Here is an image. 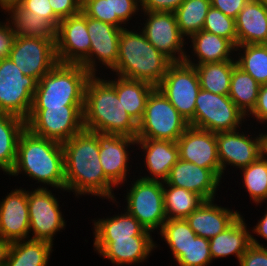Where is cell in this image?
Instances as JSON below:
<instances>
[{
    "mask_svg": "<svg viewBox=\"0 0 267 266\" xmlns=\"http://www.w3.org/2000/svg\"><path fill=\"white\" fill-rule=\"evenodd\" d=\"M124 212V213H123ZM106 218L92 220L94 239H123L133 236H152L134 216L126 210Z\"/></svg>",
    "mask_w": 267,
    "mask_h": 266,
    "instance_id": "cell-30",
    "label": "cell"
},
{
    "mask_svg": "<svg viewBox=\"0 0 267 266\" xmlns=\"http://www.w3.org/2000/svg\"><path fill=\"white\" fill-rule=\"evenodd\" d=\"M121 30L110 23L87 17V31L91 46L89 58L82 66L91 75L98 74V66L101 68L104 66L106 70H112L116 66Z\"/></svg>",
    "mask_w": 267,
    "mask_h": 266,
    "instance_id": "cell-16",
    "label": "cell"
},
{
    "mask_svg": "<svg viewBox=\"0 0 267 266\" xmlns=\"http://www.w3.org/2000/svg\"><path fill=\"white\" fill-rule=\"evenodd\" d=\"M185 0H140L141 11L175 12Z\"/></svg>",
    "mask_w": 267,
    "mask_h": 266,
    "instance_id": "cell-46",
    "label": "cell"
},
{
    "mask_svg": "<svg viewBox=\"0 0 267 266\" xmlns=\"http://www.w3.org/2000/svg\"><path fill=\"white\" fill-rule=\"evenodd\" d=\"M83 107H32L26 128L35 135L64 143L84 129Z\"/></svg>",
    "mask_w": 267,
    "mask_h": 266,
    "instance_id": "cell-8",
    "label": "cell"
},
{
    "mask_svg": "<svg viewBox=\"0 0 267 266\" xmlns=\"http://www.w3.org/2000/svg\"><path fill=\"white\" fill-rule=\"evenodd\" d=\"M158 234L172 251L171 254L175 261L184 253L192 239L197 236L186 219L166 220Z\"/></svg>",
    "mask_w": 267,
    "mask_h": 266,
    "instance_id": "cell-39",
    "label": "cell"
},
{
    "mask_svg": "<svg viewBox=\"0 0 267 266\" xmlns=\"http://www.w3.org/2000/svg\"><path fill=\"white\" fill-rule=\"evenodd\" d=\"M236 53L237 66L260 85L267 84V44L239 45L236 46Z\"/></svg>",
    "mask_w": 267,
    "mask_h": 266,
    "instance_id": "cell-37",
    "label": "cell"
},
{
    "mask_svg": "<svg viewBox=\"0 0 267 266\" xmlns=\"http://www.w3.org/2000/svg\"><path fill=\"white\" fill-rule=\"evenodd\" d=\"M259 140V156L263 159L267 160V131L259 132L258 134Z\"/></svg>",
    "mask_w": 267,
    "mask_h": 266,
    "instance_id": "cell-52",
    "label": "cell"
},
{
    "mask_svg": "<svg viewBox=\"0 0 267 266\" xmlns=\"http://www.w3.org/2000/svg\"><path fill=\"white\" fill-rule=\"evenodd\" d=\"M236 59L219 63L196 65L201 89L218 95H228Z\"/></svg>",
    "mask_w": 267,
    "mask_h": 266,
    "instance_id": "cell-35",
    "label": "cell"
},
{
    "mask_svg": "<svg viewBox=\"0 0 267 266\" xmlns=\"http://www.w3.org/2000/svg\"><path fill=\"white\" fill-rule=\"evenodd\" d=\"M242 187L249 194L250 200L257 206L267 200V160L259 157L255 162L241 169ZM260 203V204H259Z\"/></svg>",
    "mask_w": 267,
    "mask_h": 266,
    "instance_id": "cell-40",
    "label": "cell"
},
{
    "mask_svg": "<svg viewBox=\"0 0 267 266\" xmlns=\"http://www.w3.org/2000/svg\"><path fill=\"white\" fill-rule=\"evenodd\" d=\"M133 180L129 184L130 189L126 190V197L124 196L127 204L124 209L150 232L160 231L167 220L163 182L142 178H137V180L133 178Z\"/></svg>",
    "mask_w": 267,
    "mask_h": 266,
    "instance_id": "cell-10",
    "label": "cell"
},
{
    "mask_svg": "<svg viewBox=\"0 0 267 266\" xmlns=\"http://www.w3.org/2000/svg\"><path fill=\"white\" fill-rule=\"evenodd\" d=\"M99 143V157L105 177L116 187L127 183L130 172L128 162L130 160V149L134 148L137 139L130 136L118 134H104L97 132ZM131 145V146H130ZM126 181V182H125ZM120 185V186H119Z\"/></svg>",
    "mask_w": 267,
    "mask_h": 266,
    "instance_id": "cell-17",
    "label": "cell"
},
{
    "mask_svg": "<svg viewBox=\"0 0 267 266\" xmlns=\"http://www.w3.org/2000/svg\"><path fill=\"white\" fill-rule=\"evenodd\" d=\"M172 62L159 52L140 30L124 28L120 33L118 60L113 74L158 87Z\"/></svg>",
    "mask_w": 267,
    "mask_h": 266,
    "instance_id": "cell-4",
    "label": "cell"
},
{
    "mask_svg": "<svg viewBox=\"0 0 267 266\" xmlns=\"http://www.w3.org/2000/svg\"><path fill=\"white\" fill-rule=\"evenodd\" d=\"M47 188L27 190L30 239L53 244L54 236L66 227L58 198ZM32 232V233H31Z\"/></svg>",
    "mask_w": 267,
    "mask_h": 266,
    "instance_id": "cell-11",
    "label": "cell"
},
{
    "mask_svg": "<svg viewBox=\"0 0 267 266\" xmlns=\"http://www.w3.org/2000/svg\"><path fill=\"white\" fill-rule=\"evenodd\" d=\"M245 222V218L241 215L225 231L209 240L212 260L233 255L239 262L242 255L251 245L252 233Z\"/></svg>",
    "mask_w": 267,
    "mask_h": 266,
    "instance_id": "cell-28",
    "label": "cell"
},
{
    "mask_svg": "<svg viewBox=\"0 0 267 266\" xmlns=\"http://www.w3.org/2000/svg\"><path fill=\"white\" fill-rule=\"evenodd\" d=\"M92 75L80 64L57 63L38 81L32 107L84 106Z\"/></svg>",
    "mask_w": 267,
    "mask_h": 266,
    "instance_id": "cell-5",
    "label": "cell"
},
{
    "mask_svg": "<svg viewBox=\"0 0 267 266\" xmlns=\"http://www.w3.org/2000/svg\"><path fill=\"white\" fill-rule=\"evenodd\" d=\"M211 0H185L176 10L175 16L181 34L189 39L203 30Z\"/></svg>",
    "mask_w": 267,
    "mask_h": 266,
    "instance_id": "cell-38",
    "label": "cell"
},
{
    "mask_svg": "<svg viewBox=\"0 0 267 266\" xmlns=\"http://www.w3.org/2000/svg\"><path fill=\"white\" fill-rule=\"evenodd\" d=\"M92 75L86 84L83 107L84 129L136 138L138 124L126 112L107 78Z\"/></svg>",
    "mask_w": 267,
    "mask_h": 266,
    "instance_id": "cell-3",
    "label": "cell"
},
{
    "mask_svg": "<svg viewBox=\"0 0 267 266\" xmlns=\"http://www.w3.org/2000/svg\"><path fill=\"white\" fill-rule=\"evenodd\" d=\"M166 182L197 193L205 201L214 200L218 195V186L222 184L221 178L212 169L202 168L181 159L171 168Z\"/></svg>",
    "mask_w": 267,
    "mask_h": 266,
    "instance_id": "cell-22",
    "label": "cell"
},
{
    "mask_svg": "<svg viewBox=\"0 0 267 266\" xmlns=\"http://www.w3.org/2000/svg\"><path fill=\"white\" fill-rule=\"evenodd\" d=\"M56 39L14 37L8 57L26 76L38 81L57 63Z\"/></svg>",
    "mask_w": 267,
    "mask_h": 266,
    "instance_id": "cell-14",
    "label": "cell"
},
{
    "mask_svg": "<svg viewBox=\"0 0 267 266\" xmlns=\"http://www.w3.org/2000/svg\"><path fill=\"white\" fill-rule=\"evenodd\" d=\"M246 121V115L228 95H218L200 89L195 101L194 119L189 126L220 133L237 130Z\"/></svg>",
    "mask_w": 267,
    "mask_h": 266,
    "instance_id": "cell-7",
    "label": "cell"
},
{
    "mask_svg": "<svg viewBox=\"0 0 267 266\" xmlns=\"http://www.w3.org/2000/svg\"><path fill=\"white\" fill-rule=\"evenodd\" d=\"M26 121L11 114H0V170L9 174L16 161L20 135Z\"/></svg>",
    "mask_w": 267,
    "mask_h": 266,
    "instance_id": "cell-32",
    "label": "cell"
},
{
    "mask_svg": "<svg viewBox=\"0 0 267 266\" xmlns=\"http://www.w3.org/2000/svg\"><path fill=\"white\" fill-rule=\"evenodd\" d=\"M49 3L60 20L81 12L82 0H49Z\"/></svg>",
    "mask_w": 267,
    "mask_h": 266,
    "instance_id": "cell-45",
    "label": "cell"
},
{
    "mask_svg": "<svg viewBox=\"0 0 267 266\" xmlns=\"http://www.w3.org/2000/svg\"><path fill=\"white\" fill-rule=\"evenodd\" d=\"M249 0H211V6L222 11L226 16L236 19L238 13Z\"/></svg>",
    "mask_w": 267,
    "mask_h": 266,
    "instance_id": "cell-48",
    "label": "cell"
},
{
    "mask_svg": "<svg viewBox=\"0 0 267 266\" xmlns=\"http://www.w3.org/2000/svg\"><path fill=\"white\" fill-rule=\"evenodd\" d=\"M19 6L44 17L55 29L61 21L53 12L49 0H21Z\"/></svg>",
    "mask_w": 267,
    "mask_h": 266,
    "instance_id": "cell-44",
    "label": "cell"
},
{
    "mask_svg": "<svg viewBox=\"0 0 267 266\" xmlns=\"http://www.w3.org/2000/svg\"><path fill=\"white\" fill-rule=\"evenodd\" d=\"M6 13L9 15L6 20L15 36L56 39V29L43 16L27 11L19 5L11 7Z\"/></svg>",
    "mask_w": 267,
    "mask_h": 266,
    "instance_id": "cell-31",
    "label": "cell"
},
{
    "mask_svg": "<svg viewBox=\"0 0 267 266\" xmlns=\"http://www.w3.org/2000/svg\"><path fill=\"white\" fill-rule=\"evenodd\" d=\"M176 263L178 266H209L212 263L209 240L196 236Z\"/></svg>",
    "mask_w": 267,
    "mask_h": 266,
    "instance_id": "cell-42",
    "label": "cell"
},
{
    "mask_svg": "<svg viewBox=\"0 0 267 266\" xmlns=\"http://www.w3.org/2000/svg\"><path fill=\"white\" fill-rule=\"evenodd\" d=\"M261 85L237 65L233 68L228 96L247 116L255 107Z\"/></svg>",
    "mask_w": 267,
    "mask_h": 266,
    "instance_id": "cell-36",
    "label": "cell"
},
{
    "mask_svg": "<svg viewBox=\"0 0 267 266\" xmlns=\"http://www.w3.org/2000/svg\"><path fill=\"white\" fill-rule=\"evenodd\" d=\"M188 127L189 123L161 90L155 87L148 96L143 117L138 123L136 139L176 142Z\"/></svg>",
    "mask_w": 267,
    "mask_h": 266,
    "instance_id": "cell-6",
    "label": "cell"
},
{
    "mask_svg": "<svg viewBox=\"0 0 267 266\" xmlns=\"http://www.w3.org/2000/svg\"><path fill=\"white\" fill-rule=\"evenodd\" d=\"M166 219H185L205 200L192 191L163 182Z\"/></svg>",
    "mask_w": 267,
    "mask_h": 266,
    "instance_id": "cell-34",
    "label": "cell"
},
{
    "mask_svg": "<svg viewBox=\"0 0 267 266\" xmlns=\"http://www.w3.org/2000/svg\"><path fill=\"white\" fill-rule=\"evenodd\" d=\"M176 142L179 159L212 169L221 178L216 133L189 126Z\"/></svg>",
    "mask_w": 267,
    "mask_h": 266,
    "instance_id": "cell-20",
    "label": "cell"
},
{
    "mask_svg": "<svg viewBox=\"0 0 267 266\" xmlns=\"http://www.w3.org/2000/svg\"><path fill=\"white\" fill-rule=\"evenodd\" d=\"M157 88L188 123L194 119L195 101L201 89L195 66L185 61L171 63Z\"/></svg>",
    "mask_w": 267,
    "mask_h": 266,
    "instance_id": "cell-12",
    "label": "cell"
},
{
    "mask_svg": "<svg viewBox=\"0 0 267 266\" xmlns=\"http://www.w3.org/2000/svg\"><path fill=\"white\" fill-rule=\"evenodd\" d=\"M251 228L252 230L250 231H252L253 234H257L256 236H260L267 241V210L264 212L261 219L258 220V223Z\"/></svg>",
    "mask_w": 267,
    "mask_h": 266,
    "instance_id": "cell-50",
    "label": "cell"
},
{
    "mask_svg": "<svg viewBox=\"0 0 267 266\" xmlns=\"http://www.w3.org/2000/svg\"><path fill=\"white\" fill-rule=\"evenodd\" d=\"M53 245L34 239L14 241L5 266H48Z\"/></svg>",
    "mask_w": 267,
    "mask_h": 266,
    "instance_id": "cell-33",
    "label": "cell"
},
{
    "mask_svg": "<svg viewBox=\"0 0 267 266\" xmlns=\"http://www.w3.org/2000/svg\"><path fill=\"white\" fill-rule=\"evenodd\" d=\"M239 266H267V245L251 235V245L239 260Z\"/></svg>",
    "mask_w": 267,
    "mask_h": 266,
    "instance_id": "cell-43",
    "label": "cell"
},
{
    "mask_svg": "<svg viewBox=\"0 0 267 266\" xmlns=\"http://www.w3.org/2000/svg\"><path fill=\"white\" fill-rule=\"evenodd\" d=\"M215 200L204 201L185 218L197 236L208 240L225 231L241 216L240 211L218 206Z\"/></svg>",
    "mask_w": 267,
    "mask_h": 266,
    "instance_id": "cell-24",
    "label": "cell"
},
{
    "mask_svg": "<svg viewBox=\"0 0 267 266\" xmlns=\"http://www.w3.org/2000/svg\"><path fill=\"white\" fill-rule=\"evenodd\" d=\"M259 3H261L264 7H267V0H255Z\"/></svg>",
    "mask_w": 267,
    "mask_h": 266,
    "instance_id": "cell-54",
    "label": "cell"
},
{
    "mask_svg": "<svg viewBox=\"0 0 267 266\" xmlns=\"http://www.w3.org/2000/svg\"><path fill=\"white\" fill-rule=\"evenodd\" d=\"M250 116L259 124H267V84L261 85L256 105L246 118H250Z\"/></svg>",
    "mask_w": 267,
    "mask_h": 266,
    "instance_id": "cell-47",
    "label": "cell"
},
{
    "mask_svg": "<svg viewBox=\"0 0 267 266\" xmlns=\"http://www.w3.org/2000/svg\"><path fill=\"white\" fill-rule=\"evenodd\" d=\"M113 78L115 79H108L107 81L115 88L126 112L138 124L143 117L148 96L155 87L143 81L117 75Z\"/></svg>",
    "mask_w": 267,
    "mask_h": 266,
    "instance_id": "cell-29",
    "label": "cell"
},
{
    "mask_svg": "<svg viewBox=\"0 0 267 266\" xmlns=\"http://www.w3.org/2000/svg\"><path fill=\"white\" fill-rule=\"evenodd\" d=\"M203 30L230 40L237 46L236 22L222 11L210 7L205 18Z\"/></svg>",
    "mask_w": 267,
    "mask_h": 266,
    "instance_id": "cell-41",
    "label": "cell"
},
{
    "mask_svg": "<svg viewBox=\"0 0 267 266\" xmlns=\"http://www.w3.org/2000/svg\"><path fill=\"white\" fill-rule=\"evenodd\" d=\"M55 45L59 63L82 65L89 58L91 42L82 11L59 22Z\"/></svg>",
    "mask_w": 267,
    "mask_h": 266,
    "instance_id": "cell-15",
    "label": "cell"
},
{
    "mask_svg": "<svg viewBox=\"0 0 267 266\" xmlns=\"http://www.w3.org/2000/svg\"><path fill=\"white\" fill-rule=\"evenodd\" d=\"M94 251L117 266L143 263L158 245L152 236H133L123 239H94ZM157 245V246H156Z\"/></svg>",
    "mask_w": 267,
    "mask_h": 266,
    "instance_id": "cell-19",
    "label": "cell"
},
{
    "mask_svg": "<svg viewBox=\"0 0 267 266\" xmlns=\"http://www.w3.org/2000/svg\"><path fill=\"white\" fill-rule=\"evenodd\" d=\"M235 22L237 46L267 44V7L249 0L238 13Z\"/></svg>",
    "mask_w": 267,
    "mask_h": 266,
    "instance_id": "cell-27",
    "label": "cell"
},
{
    "mask_svg": "<svg viewBox=\"0 0 267 266\" xmlns=\"http://www.w3.org/2000/svg\"><path fill=\"white\" fill-rule=\"evenodd\" d=\"M189 39L192 44L189 47L191 48L192 46L191 49L193 50H191V56H193V58L187 53L184 60L189 65L196 66L235 59L233 54L236 51V46L224 37L201 30L193 34Z\"/></svg>",
    "mask_w": 267,
    "mask_h": 266,
    "instance_id": "cell-25",
    "label": "cell"
},
{
    "mask_svg": "<svg viewBox=\"0 0 267 266\" xmlns=\"http://www.w3.org/2000/svg\"><path fill=\"white\" fill-rule=\"evenodd\" d=\"M38 80L26 76L9 57L0 59V114L27 120Z\"/></svg>",
    "mask_w": 267,
    "mask_h": 266,
    "instance_id": "cell-9",
    "label": "cell"
},
{
    "mask_svg": "<svg viewBox=\"0 0 267 266\" xmlns=\"http://www.w3.org/2000/svg\"><path fill=\"white\" fill-rule=\"evenodd\" d=\"M240 130H243V128L216 133L221 179H224L227 166L230 165V168L232 166L241 170L260 157L258 136L255 135V137L252 134H247L246 131L244 133Z\"/></svg>",
    "mask_w": 267,
    "mask_h": 266,
    "instance_id": "cell-18",
    "label": "cell"
},
{
    "mask_svg": "<svg viewBox=\"0 0 267 266\" xmlns=\"http://www.w3.org/2000/svg\"><path fill=\"white\" fill-rule=\"evenodd\" d=\"M12 242L0 237V266H5Z\"/></svg>",
    "mask_w": 267,
    "mask_h": 266,
    "instance_id": "cell-51",
    "label": "cell"
},
{
    "mask_svg": "<svg viewBox=\"0 0 267 266\" xmlns=\"http://www.w3.org/2000/svg\"><path fill=\"white\" fill-rule=\"evenodd\" d=\"M15 34L9 22L0 21V59L8 57Z\"/></svg>",
    "mask_w": 267,
    "mask_h": 266,
    "instance_id": "cell-49",
    "label": "cell"
},
{
    "mask_svg": "<svg viewBox=\"0 0 267 266\" xmlns=\"http://www.w3.org/2000/svg\"><path fill=\"white\" fill-rule=\"evenodd\" d=\"M65 166V190L75 197L92 195L118 203L116 188L106 177L100 163L97 132L83 129L62 143Z\"/></svg>",
    "mask_w": 267,
    "mask_h": 266,
    "instance_id": "cell-1",
    "label": "cell"
},
{
    "mask_svg": "<svg viewBox=\"0 0 267 266\" xmlns=\"http://www.w3.org/2000/svg\"><path fill=\"white\" fill-rule=\"evenodd\" d=\"M20 1L21 0H0V9H2V11L4 10L6 14L11 7L19 5Z\"/></svg>",
    "mask_w": 267,
    "mask_h": 266,
    "instance_id": "cell-53",
    "label": "cell"
},
{
    "mask_svg": "<svg viewBox=\"0 0 267 266\" xmlns=\"http://www.w3.org/2000/svg\"><path fill=\"white\" fill-rule=\"evenodd\" d=\"M136 146L141 149L145 158L143 160L147 172L138 176L145 180L165 182L171 168L179 159L177 142L170 140L137 139ZM141 147V148H140ZM147 174V175H146Z\"/></svg>",
    "mask_w": 267,
    "mask_h": 266,
    "instance_id": "cell-23",
    "label": "cell"
},
{
    "mask_svg": "<svg viewBox=\"0 0 267 266\" xmlns=\"http://www.w3.org/2000/svg\"><path fill=\"white\" fill-rule=\"evenodd\" d=\"M81 11L87 17L124 29L141 9L140 0H82Z\"/></svg>",
    "mask_w": 267,
    "mask_h": 266,
    "instance_id": "cell-26",
    "label": "cell"
},
{
    "mask_svg": "<svg viewBox=\"0 0 267 266\" xmlns=\"http://www.w3.org/2000/svg\"><path fill=\"white\" fill-rule=\"evenodd\" d=\"M140 14L146 18L144 23H137L143 26L141 29L138 25L137 31L141 30L146 39L172 63L183 62L187 55L184 46L188 43L178 28L175 13L141 11Z\"/></svg>",
    "mask_w": 267,
    "mask_h": 266,
    "instance_id": "cell-13",
    "label": "cell"
},
{
    "mask_svg": "<svg viewBox=\"0 0 267 266\" xmlns=\"http://www.w3.org/2000/svg\"><path fill=\"white\" fill-rule=\"evenodd\" d=\"M27 175L38 188L46 185L65 190V166L62 143L33 134L25 128L20 135L16 161L9 176Z\"/></svg>",
    "mask_w": 267,
    "mask_h": 266,
    "instance_id": "cell-2",
    "label": "cell"
},
{
    "mask_svg": "<svg viewBox=\"0 0 267 266\" xmlns=\"http://www.w3.org/2000/svg\"><path fill=\"white\" fill-rule=\"evenodd\" d=\"M0 201V237L11 242L29 239L26 189L15 188Z\"/></svg>",
    "mask_w": 267,
    "mask_h": 266,
    "instance_id": "cell-21",
    "label": "cell"
}]
</instances>
